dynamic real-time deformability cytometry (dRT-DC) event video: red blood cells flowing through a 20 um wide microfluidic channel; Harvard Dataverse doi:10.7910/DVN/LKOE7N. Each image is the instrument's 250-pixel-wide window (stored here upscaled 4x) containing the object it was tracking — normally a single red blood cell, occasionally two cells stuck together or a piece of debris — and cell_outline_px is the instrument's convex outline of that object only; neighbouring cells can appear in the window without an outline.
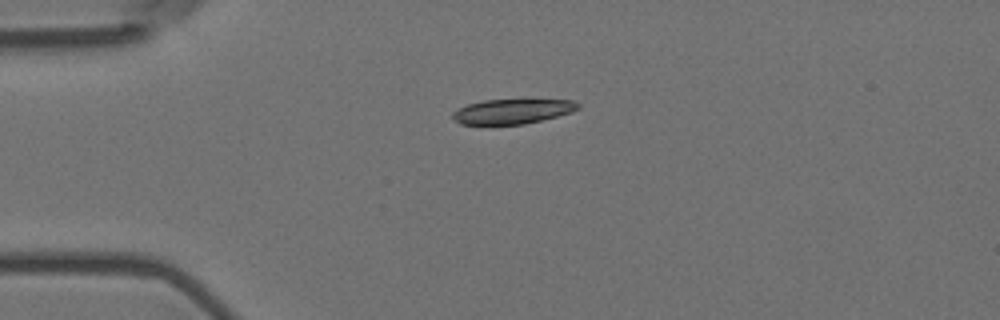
{"species": "Egyptian fruit bat (a non-hibernating species)", "species_latin": "Rousettus aegyptiacus", "temperature_condition": "room temperature", "stored_images_in_passage": 4, "camera_frame_rate_fps": 3000, "um_per_image_px": 0.085, "animal": {"sex": "female"}, "frame": {"image": 1, "passage_image": 3, "time_ms": 0.667, "image_size_px": [1000, 320], "cell_outline_px": [[580, 108], [572, 112], [524, 124], [460, 124], [452, 120], [452, 112], [468, 104], [484, 100], [572, 100], [580, 104]], "centroid_in_image_um": [43.53, 9.47], "position_along_channel_um": 41.5, "area_um2": 17.92}}